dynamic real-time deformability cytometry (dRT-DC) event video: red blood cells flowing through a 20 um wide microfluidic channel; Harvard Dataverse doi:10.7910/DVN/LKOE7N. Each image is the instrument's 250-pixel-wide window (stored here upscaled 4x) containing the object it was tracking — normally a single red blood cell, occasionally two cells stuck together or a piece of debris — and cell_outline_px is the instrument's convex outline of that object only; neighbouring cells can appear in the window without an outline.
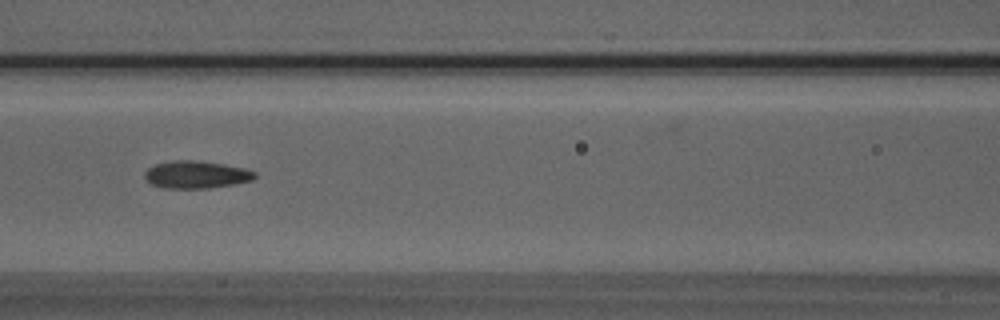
{"species": "Egyptian fruit bat (a non-hibernating species)", "species_latin": "Rousettus aegyptiacus", "temperature_condition": "room temperature", "stored_images_in_passage": 33, "camera_frame_rate_fps": 3000, "um_per_image_px": 0.085, "animal": {"sex": "male"}, "frame": {"image": 1, "passage_image": 10, "time_ms": 3.0, "image_size_px": [1000, 320], "cell_outline_px": [[256, 176], [252, 180], [236, 184], [208, 188], [164, 188], [152, 184], [144, 176], [144, 172], [148, 168], [156, 164], [172, 160], [192, 160], [224, 164], [244, 168], [256, 172]], "centroid_in_image_um": [16.69, 14.84], "position_along_channel_um": 149.9, "area_um2": 17.57}}
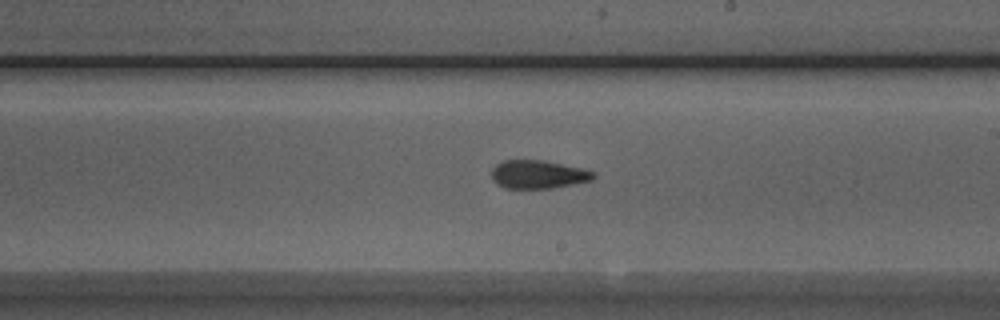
{"frame": {"image": 2, "passage_image": 17, "time_ms": 5.333, "image_size_px": [1000, 320], "cell_outline_px": [[596, 176], [592, 180], [552, 188], [504, 188], [496, 184], [492, 180], [492, 168], [496, 164], [504, 160], [540, 160], [580, 168], [596, 172]], "centroid_in_image_um": [45.71, 14.83], "position_along_channel_um": 243.3, "area_um2": 16.7}}
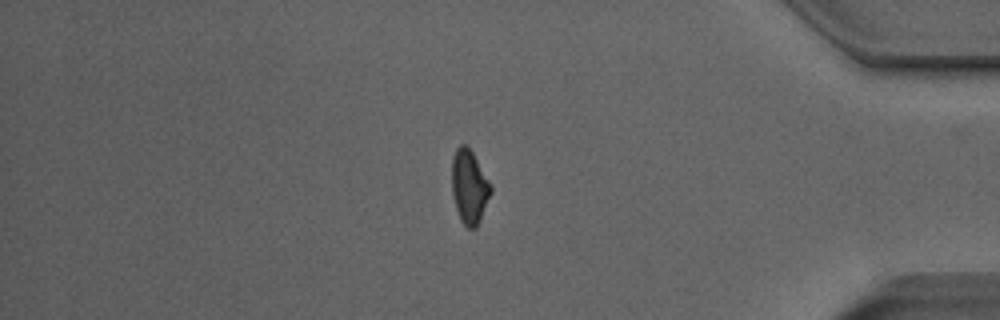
{"frame": {"image": 3, "passage_image": 31, "time_ms": 10.0, "image_size_px": [1000, 320], "cell_outline_px": [[492, 192], [480, 220], [476, 228], [468, 228], [460, 220], [452, 196], [452, 156], [456, 148], [460, 144], [464, 144], [472, 152], [488, 180], [492, 188]], "centroid_in_image_um": [39.87, 15.89], "position_along_channel_um": 395.3, "area_um2": 16.65}, "authors_computed_cell_mechanics": {"area_um2": 17.1666, "velocity_mm_per_s": 4.0077, "shape_relaxation_time_tau1_ms": 7.3225, "shape_relaxation_time_tau2_ms": 2.1646, "deformation_change_tau1": 0.1773, "deformation_change_tau2": 0.1052}}